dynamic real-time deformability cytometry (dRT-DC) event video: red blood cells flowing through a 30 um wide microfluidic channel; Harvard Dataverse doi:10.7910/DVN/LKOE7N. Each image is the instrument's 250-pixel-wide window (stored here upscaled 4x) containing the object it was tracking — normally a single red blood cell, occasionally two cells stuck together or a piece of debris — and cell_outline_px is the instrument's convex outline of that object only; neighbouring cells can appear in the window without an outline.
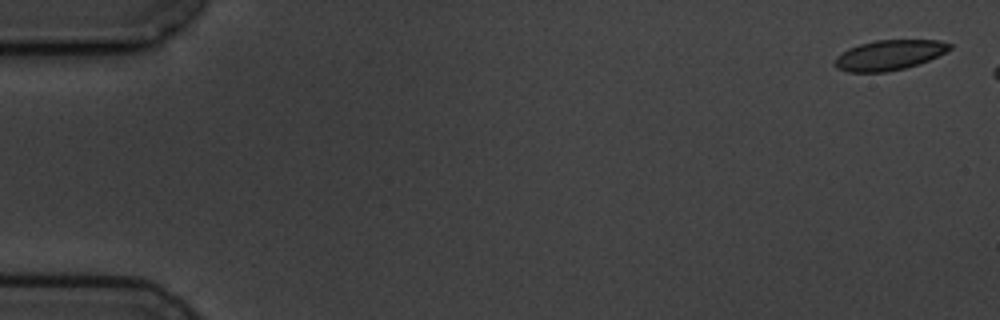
{"species": "common noctule bat (a hibernating species)", "species_latin": "Nyctalus noctula", "temperature_condition": "cold", "stored_images_in_passage": 13, "camera_frame_rate_fps": 3000, "um_per_image_px": 0.085, "animal": {"sex": "male", "body_mass_g": 19.5, "forearm_length_mm": 54.6}, "frame": {"image": 1, "passage_image": 1, "time_ms": 0.0, "image_size_px": [1000, 320], "cell_outline_px": [[952, 48], [928, 60], [904, 68], [888, 72], [848, 72], [836, 68], [832, 64], [836, 56], [848, 48], [860, 44], [876, 40], [940, 40], [952, 44]], "centroid_in_image_um": [75.53, 4.68], "position_along_channel_um": 9.5, "area_um2": 20.11}}
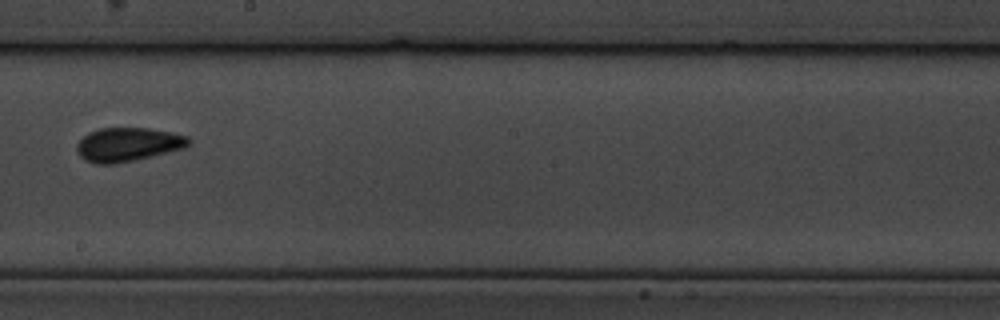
{"frame": {"image": 2, "passage_image": 9, "time_ms": 10.333, "image_size_px": [1000, 320], "cell_outline_px": [[192, 144], [184, 148], [152, 156], [116, 164], [96, 164], [84, 160], [76, 152], [76, 144], [88, 132], [100, 128], [148, 128], [172, 132], [188, 136], [192, 140]], "centroid_in_image_um": [10.88, 12.28], "position_along_channel_um": 237.3, "area_um2": 22.31}}
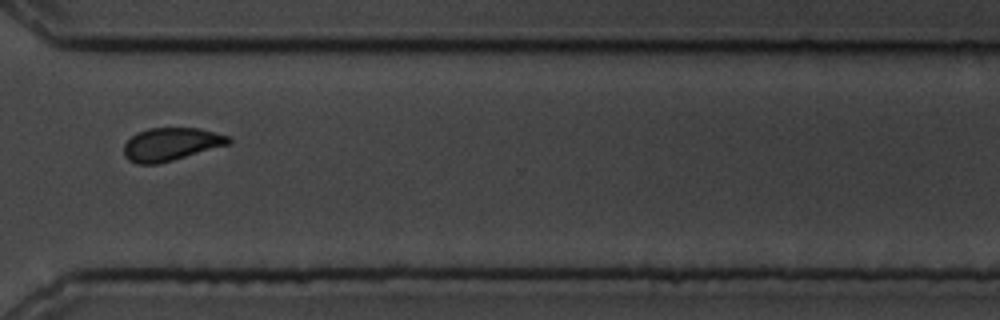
{"frame": {"image": 3, "passage_image": 12, "time_ms": 13.667, "image_size_px": [1000, 320], "cell_outline_px": [[232, 144], [172, 160], [156, 164], [136, 164], [128, 160], [124, 156], [124, 144], [136, 132], [148, 128], [200, 128], [228, 136], [232, 140]], "centroid_in_image_um": [14.54, 12.26], "position_along_channel_um": 356.1, "area_um2": 20.23}}